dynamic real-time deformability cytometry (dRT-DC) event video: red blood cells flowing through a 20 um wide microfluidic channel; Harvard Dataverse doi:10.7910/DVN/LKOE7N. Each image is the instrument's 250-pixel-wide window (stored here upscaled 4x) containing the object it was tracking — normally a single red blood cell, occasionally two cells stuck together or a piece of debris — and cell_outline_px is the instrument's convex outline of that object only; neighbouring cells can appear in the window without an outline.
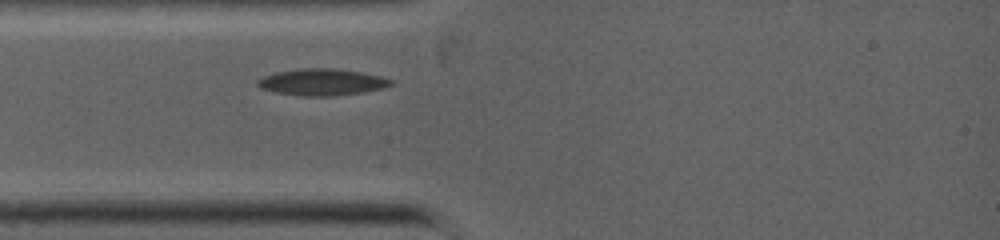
{"species": "common noctule bat (a hibernating species)", "species_latin": "Nyctalus noctula", "temperature_condition": "warm", "stored_images_in_passage": 2, "camera_frame_rate_fps": 5000, "um_per_image_px": 0.085, "animal": {"sex": "female", "body_mass_g": 19.0, "forearm_length_mm": 53.3}, "frame": {"image": 1, "passage_image": 1, "time_ms": 0.0, "image_size_px": [1000, 240], "cell_outline_px": [[392, 84], [380, 88], [364, 92], [336, 96], [300, 96], [272, 92], [260, 88], [256, 84], [256, 80], [264, 76], [276, 72], [300, 68], [336, 68], [360, 72], [380, 76], [392, 80]], "centroid_in_image_um": [27.3, 6.98], "position_along_channel_um": 57.7, "area_um2": 20.81}}